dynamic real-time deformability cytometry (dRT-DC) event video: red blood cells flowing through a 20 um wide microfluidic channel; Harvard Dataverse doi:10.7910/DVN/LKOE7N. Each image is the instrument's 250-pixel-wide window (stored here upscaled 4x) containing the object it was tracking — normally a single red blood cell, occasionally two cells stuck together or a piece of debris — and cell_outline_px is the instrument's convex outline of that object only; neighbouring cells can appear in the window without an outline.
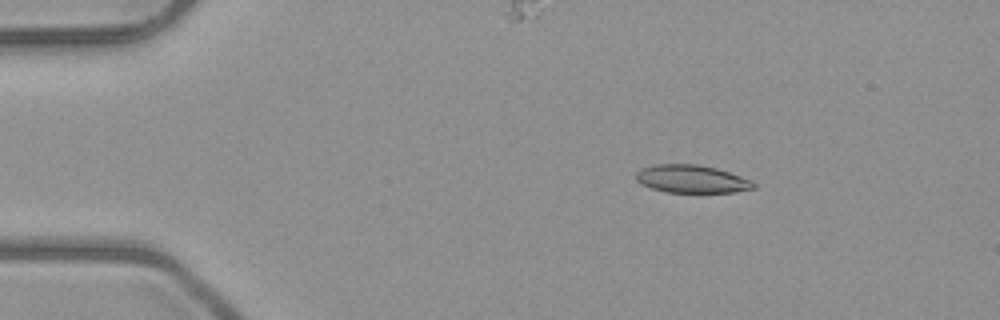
{"species": "common noctule bat (a hibernating species)", "species_latin": "Nyctalus noctula", "temperature_condition": "room temperature", "stored_images_in_passage": 3, "camera_frame_rate_fps": 3000, "um_per_image_px": 0.085, "animal": {"sex": "male", "body_mass_g": 23.1, "forearm_length_mm": 52.7}, "frame": {"image": 1, "passage_image": 1, "time_ms": 0.0, "image_size_px": [1000, 320], "cell_outline_px": [[756, 188], [732, 192], [664, 192], [640, 184], [636, 180], [636, 172], [640, 168], [652, 164], [696, 164], [716, 168], [752, 180], [756, 184]], "centroid_in_image_um": [58.76, 15.21], "position_along_channel_um": 26.2, "area_um2": 19.19}}